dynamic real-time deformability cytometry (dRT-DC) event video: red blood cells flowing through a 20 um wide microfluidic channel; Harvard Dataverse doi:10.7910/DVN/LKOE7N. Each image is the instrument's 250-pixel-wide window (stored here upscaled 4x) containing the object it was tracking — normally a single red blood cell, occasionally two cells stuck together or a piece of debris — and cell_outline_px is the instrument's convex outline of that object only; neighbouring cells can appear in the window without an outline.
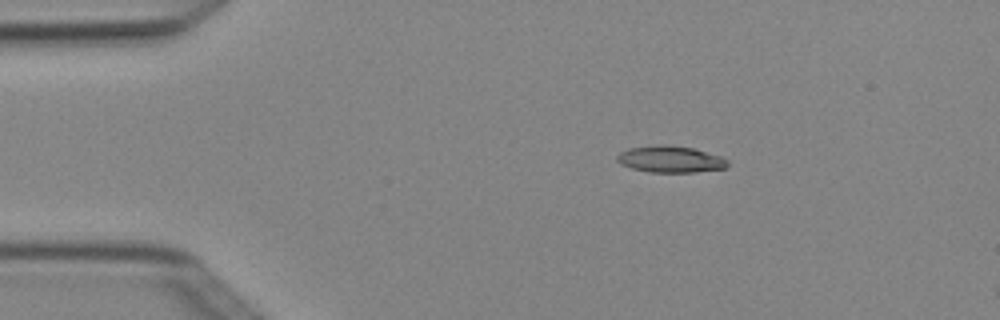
{"species": "Egyptian fruit bat (a non-hibernating species)", "species_latin": "Rousettus aegyptiacus", "temperature_condition": "cold", "stored_images_in_passage": 3, "camera_frame_rate_fps": 3000, "um_per_image_px": 0.085, "animal": {"sex": "female"}, "frame": {"image": 1, "passage_image": 1, "time_ms": 0.0, "image_size_px": [1000, 320], "cell_outline_px": [[728, 164], [724, 168], [692, 172], [652, 172], [632, 168], [620, 164], [616, 160], [616, 156], [620, 152], [628, 148], [656, 144], [668, 144], [692, 148], [720, 156], [728, 160]], "centroid_in_image_um": [56.93, 13.52], "position_along_channel_um": 28.1, "area_um2": 17.11}}